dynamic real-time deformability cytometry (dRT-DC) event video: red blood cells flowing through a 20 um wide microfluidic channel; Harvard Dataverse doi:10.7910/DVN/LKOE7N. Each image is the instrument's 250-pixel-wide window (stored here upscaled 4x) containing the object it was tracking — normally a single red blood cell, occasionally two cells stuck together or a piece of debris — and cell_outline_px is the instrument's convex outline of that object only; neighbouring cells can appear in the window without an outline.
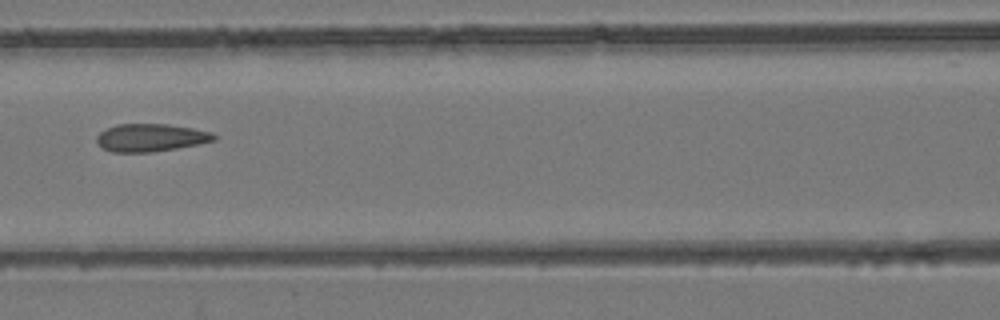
{"species": "common noctule bat (a hibernating species)", "species_latin": "Nyctalus noctula", "temperature_condition": "room temperature", "stored_images_in_passage": 8, "camera_frame_rate_fps": 3000, "um_per_image_px": 0.085, "animal": {"sex": "female", "body_mass_g": 24.6, "forearm_length_mm": 56.2}, "frame": {"image": 1, "passage_image": 7, "time_ms": 2.0, "image_size_px": [1000, 320], "cell_outline_px": [[216, 140], [200, 144], [152, 152], [112, 152], [100, 148], [96, 144], [96, 136], [100, 132], [116, 124], [168, 124], [192, 128], [212, 132], [216, 136]], "centroid_in_image_um": [12.78, 11.7], "position_along_channel_um": 153.8, "area_um2": 19.13}}
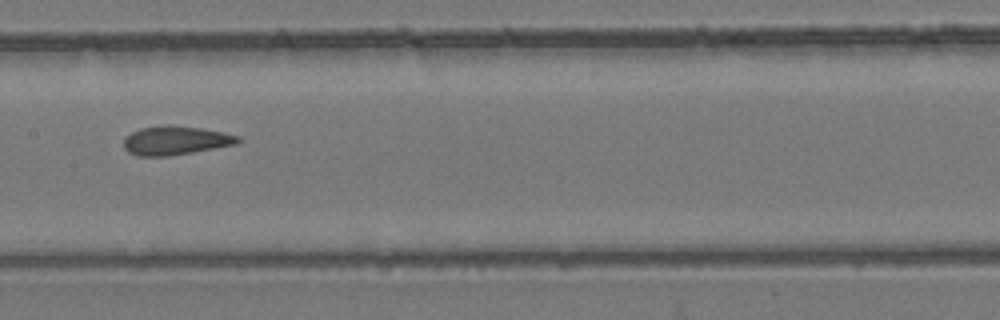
{"frame": {"image": 2, "passage_image": 8, "time_ms": 2.333, "image_size_px": [1000, 320], "cell_outline_px": [[240, 140], [236, 144], [192, 152], [168, 156], [136, 156], [128, 152], [124, 148], [124, 136], [140, 128], [168, 124], [200, 128], [224, 132], [240, 136]], "centroid_in_image_um": [14.89, 11.93], "position_along_channel_um": 192.5, "area_um2": 19.25}}